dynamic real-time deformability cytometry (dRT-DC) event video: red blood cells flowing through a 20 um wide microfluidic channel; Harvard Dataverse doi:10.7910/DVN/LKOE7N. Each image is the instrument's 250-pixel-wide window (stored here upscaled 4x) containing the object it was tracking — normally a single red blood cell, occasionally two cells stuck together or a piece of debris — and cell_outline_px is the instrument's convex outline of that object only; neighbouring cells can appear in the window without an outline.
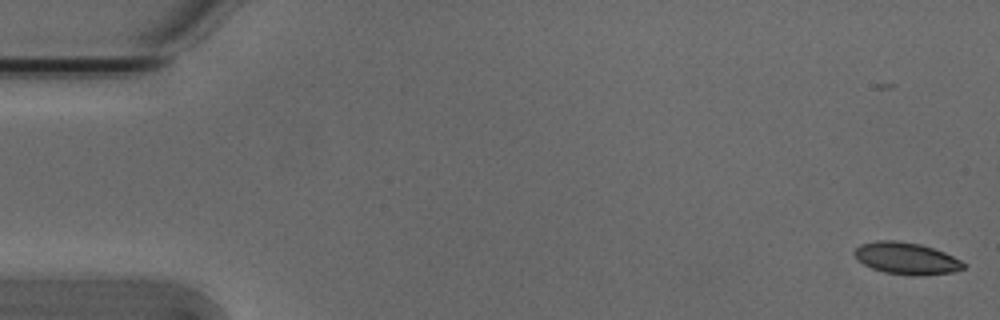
{"species": "Egyptian fruit bat (a non-hibernating species)", "species_latin": "Rousettus aegyptiacus", "temperature_condition": "cold", "stored_images_in_passage": 54, "camera_frame_rate_fps": 3000, "um_per_image_px": 0.085, "animal": {"sex": "male"}, "frame": {"image": 1, "passage_image": 1, "time_ms": 0.0, "image_size_px": [1000, 320], "cell_outline_px": [[964, 268], [952, 272], [920, 276], [912, 276], [884, 272], [872, 268], [856, 260], [852, 252], [860, 244], [876, 240], [896, 240], [920, 244], [944, 252], [960, 260], [964, 264]], "centroid_in_image_um": [76.99, 21.96], "position_along_channel_um": 8.0, "area_um2": 20.35}}
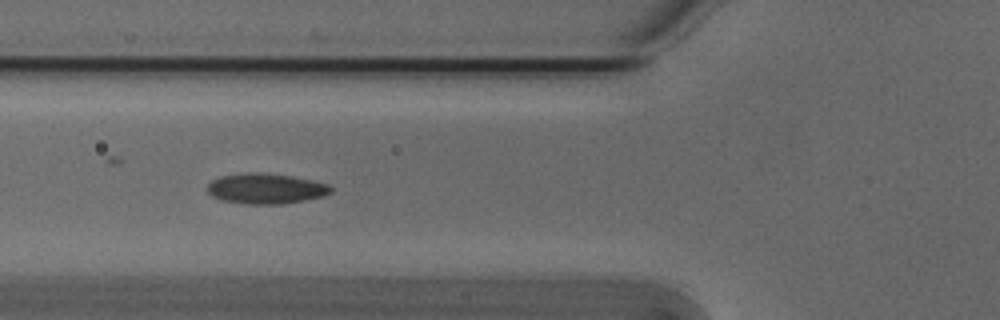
{"frame": {"image": 2, "passage_image": 20, "time_ms": 6.333, "image_size_px": [1000, 320], "cell_outline_px": [[332, 192], [324, 196], [284, 204], [244, 204], [224, 200], [212, 196], [208, 192], [208, 184], [212, 180], [220, 176], [248, 172], [260, 172], [292, 176], [312, 180], [328, 184], [332, 188]], "centroid_in_image_um": [22.61, 16.03], "position_along_channel_um": 103.2, "area_um2": 21.91}}
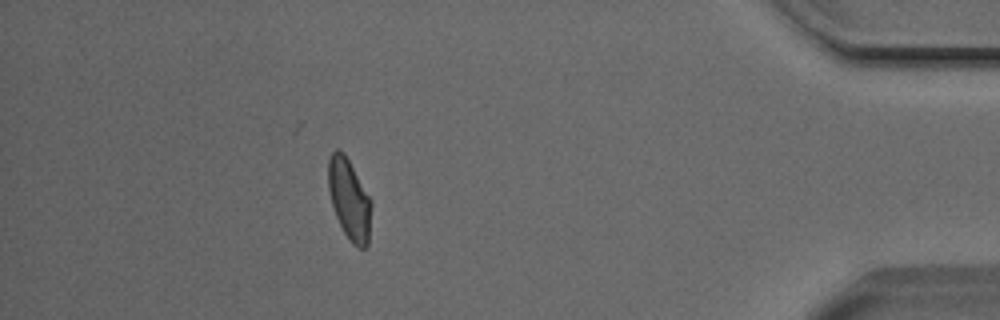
{"frame": {"image": 3, "passage_image": 48, "time_ms": 15.667, "image_size_px": [1000, 320], "cell_outline_px": [[372, 204], [368, 244], [364, 248], [356, 248], [352, 244], [344, 232], [336, 216], [332, 204], [328, 188], [328, 160], [332, 152], [336, 148], [340, 148], [344, 152], [372, 200]], "centroid_in_image_um": [29.69, 16.93], "position_along_channel_um": 405.5, "area_um2": 20.4}, "authors_computed_cell_mechanics": {"area_um2": 20.5479, "velocity_mm_per_s": 3.7946, "shape_relaxation_time_tau1_ms": 4.8561, "shape_relaxation_time_tau2_ms": 2.0013, "deformation_change_tau1": 0.1189, "deformation_change_tau2": 0.0607}}